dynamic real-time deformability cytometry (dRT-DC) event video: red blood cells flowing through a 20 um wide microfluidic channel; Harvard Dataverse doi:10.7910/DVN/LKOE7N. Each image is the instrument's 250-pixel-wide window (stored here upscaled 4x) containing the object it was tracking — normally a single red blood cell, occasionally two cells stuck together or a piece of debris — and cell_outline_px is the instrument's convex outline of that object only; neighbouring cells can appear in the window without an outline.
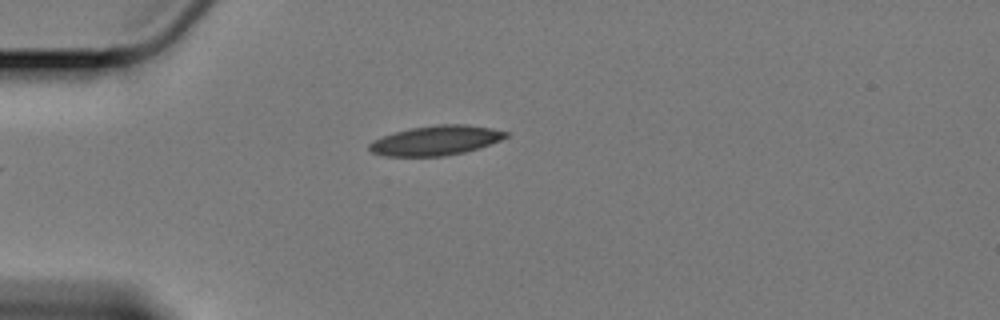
{"species": "Egyptian fruit bat (a non-hibernating species)", "species_latin": "Rousettus aegyptiacus", "temperature_condition": "cold", "stored_images_in_passage": 40, "camera_frame_rate_fps": 3000, "um_per_image_px": 0.085, "animal": {"sex": "female"}, "frame": {"image": 1, "passage_image": 1, "time_ms": 0.0, "image_size_px": [1000, 320], "cell_outline_px": [[508, 136], [500, 140], [464, 152], [444, 156], [384, 156], [372, 152], [368, 148], [368, 144], [372, 140], [396, 132], [412, 128], [436, 124], [468, 124], [492, 128], [508, 132]], "centroid_in_image_um": [37.03, 11.93], "position_along_channel_um": 48.0, "area_um2": 23.41}}
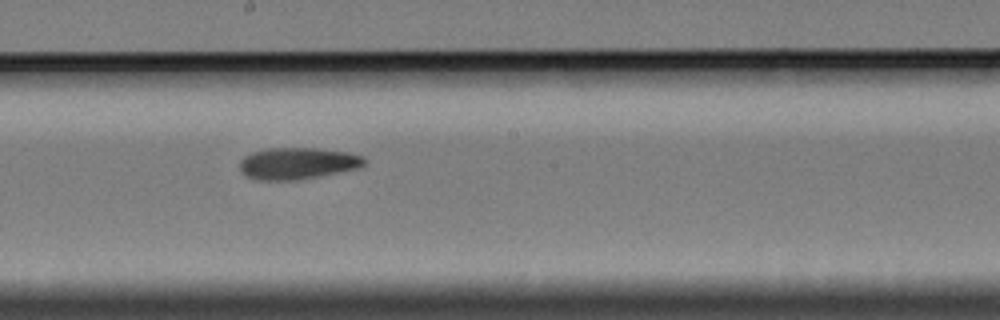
{"frame": {"image": 2, "passage_image": 18, "time_ms": 5.667, "image_size_px": [1000, 320], "cell_outline_px": [[368, 160], [360, 168], [296, 180], [256, 180], [244, 176], [240, 172], [240, 160], [244, 156], [252, 152], [264, 148], [316, 148], [348, 152], [364, 156]], "centroid_in_image_um": [25.27, 13.88], "position_along_channel_um": 222.9, "area_um2": 23.29}}
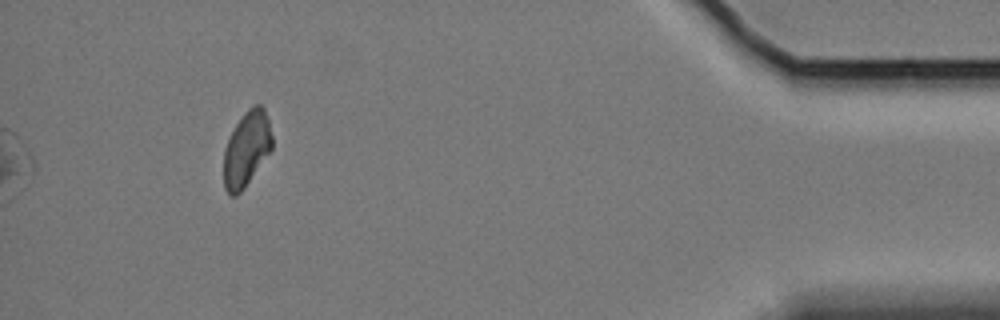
{"frame": {"image": 3, "passage_image": 40, "time_ms": 13.0, "image_size_px": [1000, 320], "cell_outline_px": [[272, 148], [244, 188], [236, 196], [228, 196], [224, 188], [224, 148], [236, 124], [244, 112], [252, 104], [260, 104], [264, 108], [268, 120], [272, 136]], "centroid_in_image_um": [20.94, 12.66], "position_along_channel_um": 414.3, "area_um2": 21.04}, "authors_computed_cell_mechanics": {"area_um2": 22.6576, "velocity_mm_per_s": 3.3786, "shape_relaxation_time_tau1_ms": null, "shape_relaxation_time_tau2_ms": 6.0506, "deformation_change_tau1": null, "deformation_change_tau2": 0.1154}}